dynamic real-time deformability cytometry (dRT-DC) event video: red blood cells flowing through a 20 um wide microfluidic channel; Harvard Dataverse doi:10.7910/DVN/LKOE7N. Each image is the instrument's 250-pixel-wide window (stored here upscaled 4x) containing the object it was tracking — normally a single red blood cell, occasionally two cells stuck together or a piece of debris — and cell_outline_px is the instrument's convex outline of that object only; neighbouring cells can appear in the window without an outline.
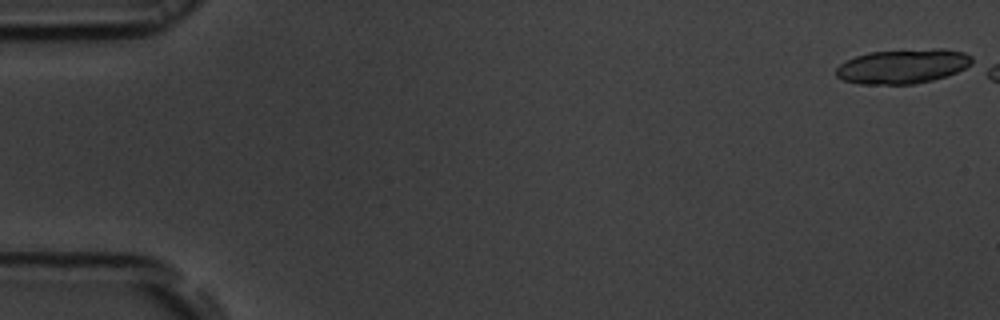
{"species": "common noctule bat (a hibernating species)", "species_latin": "Nyctalus noctula", "temperature_condition": "room temperature", "stored_images_in_passage": 47, "camera_frame_rate_fps": 3000, "um_per_image_px": 0.085, "animal": {"sex": "male", "body_mass_g": 19.5, "forearm_length_mm": 54.6}, "frame": {"image": 1, "passage_image": 1, "time_ms": 0.0, "image_size_px": [1000, 320], "cell_outline_px": [[972, 64], [948, 76], [916, 84], [860, 84], [844, 80], [836, 76], [836, 68], [840, 64], [856, 56], [868, 52], [936, 48], [944, 48], [964, 52], [972, 56]], "centroid_in_image_um": [76.76, 5.63], "position_along_channel_um": 8.2, "area_um2": 27.4}}